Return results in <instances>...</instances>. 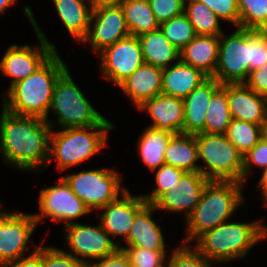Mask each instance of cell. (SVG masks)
<instances>
[{
  "mask_svg": "<svg viewBox=\"0 0 267 267\" xmlns=\"http://www.w3.org/2000/svg\"><path fill=\"white\" fill-rule=\"evenodd\" d=\"M0 116V153L4 163L18 170L34 171L49 162V123L38 116L13 114L2 108ZM45 164V165H44Z\"/></svg>",
  "mask_w": 267,
  "mask_h": 267,
  "instance_id": "6da1fadb",
  "label": "cell"
},
{
  "mask_svg": "<svg viewBox=\"0 0 267 267\" xmlns=\"http://www.w3.org/2000/svg\"><path fill=\"white\" fill-rule=\"evenodd\" d=\"M56 51L37 71L13 84L3 95V107L17 115L38 116L53 128L48 109L59 77L68 69ZM10 100V101H9Z\"/></svg>",
  "mask_w": 267,
  "mask_h": 267,
  "instance_id": "7a4b0ae2",
  "label": "cell"
},
{
  "mask_svg": "<svg viewBox=\"0 0 267 267\" xmlns=\"http://www.w3.org/2000/svg\"><path fill=\"white\" fill-rule=\"evenodd\" d=\"M261 222H224L200 234L194 248L211 263L244 258L248 250L267 237V227Z\"/></svg>",
  "mask_w": 267,
  "mask_h": 267,
  "instance_id": "3957f363",
  "label": "cell"
},
{
  "mask_svg": "<svg viewBox=\"0 0 267 267\" xmlns=\"http://www.w3.org/2000/svg\"><path fill=\"white\" fill-rule=\"evenodd\" d=\"M243 183L235 181H209L200 201L186 219L187 244L200 234L224 223L244 202L241 187Z\"/></svg>",
  "mask_w": 267,
  "mask_h": 267,
  "instance_id": "277c9868",
  "label": "cell"
},
{
  "mask_svg": "<svg viewBox=\"0 0 267 267\" xmlns=\"http://www.w3.org/2000/svg\"><path fill=\"white\" fill-rule=\"evenodd\" d=\"M113 125H95L87 127H69L50 134L49 162L55 157L57 170L67 168L89 160L94 154L107 146V134ZM54 156V157H53Z\"/></svg>",
  "mask_w": 267,
  "mask_h": 267,
  "instance_id": "5b68a950",
  "label": "cell"
},
{
  "mask_svg": "<svg viewBox=\"0 0 267 267\" xmlns=\"http://www.w3.org/2000/svg\"><path fill=\"white\" fill-rule=\"evenodd\" d=\"M57 117L62 129L95 125H113L103 117L86 99L73 81L69 69L57 80L48 109Z\"/></svg>",
  "mask_w": 267,
  "mask_h": 267,
  "instance_id": "8992f818",
  "label": "cell"
},
{
  "mask_svg": "<svg viewBox=\"0 0 267 267\" xmlns=\"http://www.w3.org/2000/svg\"><path fill=\"white\" fill-rule=\"evenodd\" d=\"M198 159L205 164L200 172L209 181L243 183V155L225 134H195Z\"/></svg>",
  "mask_w": 267,
  "mask_h": 267,
  "instance_id": "52a82bcc",
  "label": "cell"
},
{
  "mask_svg": "<svg viewBox=\"0 0 267 267\" xmlns=\"http://www.w3.org/2000/svg\"><path fill=\"white\" fill-rule=\"evenodd\" d=\"M29 22L32 23L40 44L34 49L29 45H11L0 60V71L6 76L12 77L9 88L27 78L37 71L57 50L56 47L46 39L45 34L39 29L33 12L29 6L23 9Z\"/></svg>",
  "mask_w": 267,
  "mask_h": 267,
  "instance_id": "ba28073f",
  "label": "cell"
},
{
  "mask_svg": "<svg viewBox=\"0 0 267 267\" xmlns=\"http://www.w3.org/2000/svg\"><path fill=\"white\" fill-rule=\"evenodd\" d=\"M250 72V29L220 35L218 61L212 76L221 84L244 83Z\"/></svg>",
  "mask_w": 267,
  "mask_h": 267,
  "instance_id": "9c48e42d",
  "label": "cell"
},
{
  "mask_svg": "<svg viewBox=\"0 0 267 267\" xmlns=\"http://www.w3.org/2000/svg\"><path fill=\"white\" fill-rule=\"evenodd\" d=\"M73 193L93 211L115 201L126 190L121 187L120 175L115 170L99 169L81 171L63 176ZM121 189V192H120Z\"/></svg>",
  "mask_w": 267,
  "mask_h": 267,
  "instance_id": "30bf717a",
  "label": "cell"
},
{
  "mask_svg": "<svg viewBox=\"0 0 267 267\" xmlns=\"http://www.w3.org/2000/svg\"><path fill=\"white\" fill-rule=\"evenodd\" d=\"M39 209L40 213L33 215L37 224L45 218H51L54 222H65V226L91 212L84 202L73 193L63 177L59 178L57 185L40 191Z\"/></svg>",
  "mask_w": 267,
  "mask_h": 267,
  "instance_id": "8fae6325",
  "label": "cell"
},
{
  "mask_svg": "<svg viewBox=\"0 0 267 267\" xmlns=\"http://www.w3.org/2000/svg\"><path fill=\"white\" fill-rule=\"evenodd\" d=\"M99 53L102 75L117 86L145 63L137 36L130 35L118 40Z\"/></svg>",
  "mask_w": 267,
  "mask_h": 267,
  "instance_id": "7c38bea8",
  "label": "cell"
},
{
  "mask_svg": "<svg viewBox=\"0 0 267 267\" xmlns=\"http://www.w3.org/2000/svg\"><path fill=\"white\" fill-rule=\"evenodd\" d=\"M65 228L66 244L71 250L67 253L84 263L111 255L119 249V242L116 244L100 223L98 226H89L73 222Z\"/></svg>",
  "mask_w": 267,
  "mask_h": 267,
  "instance_id": "4fadbf2b",
  "label": "cell"
},
{
  "mask_svg": "<svg viewBox=\"0 0 267 267\" xmlns=\"http://www.w3.org/2000/svg\"><path fill=\"white\" fill-rule=\"evenodd\" d=\"M32 214L5 211L0 216V266L17 261L29 249L27 243L37 226Z\"/></svg>",
  "mask_w": 267,
  "mask_h": 267,
  "instance_id": "5bb4252c",
  "label": "cell"
},
{
  "mask_svg": "<svg viewBox=\"0 0 267 267\" xmlns=\"http://www.w3.org/2000/svg\"><path fill=\"white\" fill-rule=\"evenodd\" d=\"M130 35L120 5L99 6L93 7L88 33L82 43L89 42L94 52H101Z\"/></svg>",
  "mask_w": 267,
  "mask_h": 267,
  "instance_id": "9a60e30c",
  "label": "cell"
},
{
  "mask_svg": "<svg viewBox=\"0 0 267 267\" xmlns=\"http://www.w3.org/2000/svg\"><path fill=\"white\" fill-rule=\"evenodd\" d=\"M209 180L199 172H185L175 190L164 192L152 205L156 210L183 212L186 219L199 203Z\"/></svg>",
  "mask_w": 267,
  "mask_h": 267,
  "instance_id": "2e32d148",
  "label": "cell"
},
{
  "mask_svg": "<svg viewBox=\"0 0 267 267\" xmlns=\"http://www.w3.org/2000/svg\"><path fill=\"white\" fill-rule=\"evenodd\" d=\"M227 93L233 119L263 126L267 122L266 96L257 94L244 83L222 84Z\"/></svg>",
  "mask_w": 267,
  "mask_h": 267,
  "instance_id": "e0dca14e",
  "label": "cell"
},
{
  "mask_svg": "<svg viewBox=\"0 0 267 267\" xmlns=\"http://www.w3.org/2000/svg\"><path fill=\"white\" fill-rule=\"evenodd\" d=\"M115 201L100 209V224L110 236H122L125 240L134 223L136 214L147 204L142 196H132L126 189Z\"/></svg>",
  "mask_w": 267,
  "mask_h": 267,
  "instance_id": "ac0fdd59",
  "label": "cell"
},
{
  "mask_svg": "<svg viewBox=\"0 0 267 267\" xmlns=\"http://www.w3.org/2000/svg\"><path fill=\"white\" fill-rule=\"evenodd\" d=\"M138 110H146L153 119L149 127L168 131L172 134L183 133L184 103L179 97L165 94L145 101Z\"/></svg>",
  "mask_w": 267,
  "mask_h": 267,
  "instance_id": "d6986e66",
  "label": "cell"
},
{
  "mask_svg": "<svg viewBox=\"0 0 267 267\" xmlns=\"http://www.w3.org/2000/svg\"><path fill=\"white\" fill-rule=\"evenodd\" d=\"M215 78L208 77L197 86L187 97L184 103V134L205 133V122L209 103L213 93L221 86Z\"/></svg>",
  "mask_w": 267,
  "mask_h": 267,
  "instance_id": "ffe728a7",
  "label": "cell"
},
{
  "mask_svg": "<svg viewBox=\"0 0 267 267\" xmlns=\"http://www.w3.org/2000/svg\"><path fill=\"white\" fill-rule=\"evenodd\" d=\"M163 69L144 63L119 87L138 107L162 93Z\"/></svg>",
  "mask_w": 267,
  "mask_h": 267,
  "instance_id": "44dd1931",
  "label": "cell"
},
{
  "mask_svg": "<svg viewBox=\"0 0 267 267\" xmlns=\"http://www.w3.org/2000/svg\"><path fill=\"white\" fill-rule=\"evenodd\" d=\"M219 41L220 36L196 35L180 50V60L212 77L217 67Z\"/></svg>",
  "mask_w": 267,
  "mask_h": 267,
  "instance_id": "7402d4cb",
  "label": "cell"
},
{
  "mask_svg": "<svg viewBox=\"0 0 267 267\" xmlns=\"http://www.w3.org/2000/svg\"><path fill=\"white\" fill-rule=\"evenodd\" d=\"M207 78L201 70L176 61L162 71V94L184 99Z\"/></svg>",
  "mask_w": 267,
  "mask_h": 267,
  "instance_id": "603a6c76",
  "label": "cell"
},
{
  "mask_svg": "<svg viewBox=\"0 0 267 267\" xmlns=\"http://www.w3.org/2000/svg\"><path fill=\"white\" fill-rule=\"evenodd\" d=\"M156 210L152 204H146L135 216L134 223L125 239L127 247H141L151 250H165L164 237L160 227L152 220Z\"/></svg>",
  "mask_w": 267,
  "mask_h": 267,
  "instance_id": "cb8c5ba5",
  "label": "cell"
},
{
  "mask_svg": "<svg viewBox=\"0 0 267 267\" xmlns=\"http://www.w3.org/2000/svg\"><path fill=\"white\" fill-rule=\"evenodd\" d=\"M56 11L67 31L82 42L90 25L93 6L91 0H53ZM88 2V3H87ZM87 4H91L88 7Z\"/></svg>",
  "mask_w": 267,
  "mask_h": 267,
  "instance_id": "d4e9b609",
  "label": "cell"
},
{
  "mask_svg": "<svg viewBox=\"0 0 267 267\" xmlns=\"http://www.w3.org/2000/svg\"><path fill=\"white\" fill-rule=\"evenodd\" d=\"M144 62L165 69L170 62L180 60V50L171 44L160 28L138 37Z\"/></svg>",
  "mask_w": 267,
  "mask_h": 267,
  "instance_id": "484cf974",
  "label": "cell"
},
{
  "mask_svg": "<svg viewBox=\"0 0 267 267\" xmlns=\"http://www.w3.org/2000/svg\"><path fill=\"white\" fill-rule=\"evenodd\" d=\"M165 164L174 166L185 172H199L198 146L193 134H173L164 154Z\"/></svg>",
  "mask_w": 267,
  "mask_h": 267,
  "instance_id": "4316f807",
  "label": "cell"
},
{
  "mask_svg": "<svg viewBox=\"0 0 267 267\" xmlns=\"http://www.w3.org/2000/svg\"><path fill=\"white\" fill-rule=\"evenodd\" d=\"M173 134L168 131L147 127L138 140V151L142 161L151 171L165 164L164 154Z\"/></svg>",
  "mask_w": 267,
  "mask_h": 267,
  "instance_id": "83f0119b",
  "label": "cell"
},
{
  "mask_svg": "<svg viewBox=\"0 0 267 267\" xmlns=\"http://www.w3.org/2000/svg\"><path fill=\"white\" fill-rule=\"evenodd\" d=\"M120 6L124 11L125 22L132 36L139 37L159 28L160 24L148 0H125Z\"/></svg>",
  "mask_w": 267,
  "mask_h": 267,
  "instance_id": "f1b7e54d",
  "label": "cell"
},
{
  "mask_svg": "<svg viewBox=\"0 0 267 267\" xmlns=\"http://www.w3.org/2000/svg\"><path fill=\"white\" fill-rule=\"evenodd\" d=\"M184 14L192 24L196 35L220 36L223 33L221 27H219L217 15L207 5L198 0H186Z\"/></svg>",
  "mask_w": 267,
  "mask_h": 267,
  "instance_id": "f546056e",
  "label": "cell"
},
{
  "mask_svg": "<svg viewBox=\"0 0 267 267\" xmlns=\"http://www.w3.org/2000/svg\"><path fill=\"white\" fill-rule=\"evenodd\" d=\"M232 120L226 90L220 86L212 95L205 122V133L225 134Z\"/></svg>",
  "mask_w": 267,
  "mask_h": 267,
  "instance_id": "4dcf8cb0",
  "label": "cell"
},
{
  "mask_svg": "<svg viewBox=\"0 0 267 267\" xmlns=\"http://www.w3.org/2000/svg\"><path fill=\"white\" fill-rule=\"evenodd\" d=\"M225 135L245 156L262 138V126L232 118Z\"/></svg>",
  "mask_w": 267,
  "mask_h": 267,
  "instance_id": "1f68e13d",
  "label": "cell"
},
{
  "mask_svg": "<svg viewBox=\"0 0 267 267\" xmlns=\"http://www.w3.org/2000/svg\"><path fill=\"white\" fill-rule=\"evenodd\" d=\"M239 28L267 30V0H238Z\"/></svg>",
  "mask_w": 267,
  "mask_h": 267,
  "instance_id": "d6a6232c",
  "label": "cell"
},
{
  "mask_svg": "<svg viewBox=\"0 0 267 267\" xmlns=\"http://www.w3.org/2000/svg\"><path fill=\"white\" fill-rule=\"evenodd\" d=\"M164 36L179 50L183 49L195 36L192 24L183 13L160 24Z\"/></svg>",
  "mask_w": 267,
  "mask_h": 267,
  "instance_id": "836d02e7",
  "label": "cell"
},
{
  "mask_svg": "<svg viewBox=\"0 0 267 267\" xmlns=\"http://www.w3.org/2000/svg\"><path fill=\"white\" fill-rule=\"evenodd\" d=\"M155 183L157 187L150 195H142L147 204H153L164 192L175 190L178 186V181L185 173L184 170L176 168L171 165H161L158 169L154 170Z\"/></svg>",
  "mask_w": 267,
  "mask_h": 267,
  "instance_id": "e575fe53",
  "label": "cell"
},
{
  "mask_svg": "<svg viewBox=\"0 0 267 267\" xmlns=\"http://www.w3.org/2000/svg\"><path fill=\"white\" fill-rule=\"evenodd\" d=\"M128 255L131 267H167L165 253L167 250H151L141 247H122Z\"/></svg>",
  "mask_w": 267,
  "mask_h": 267,
  "instance_id": "d590c367",
  "label": "cell"
},
{
  "mask_svg": "<svg viewBox=\"0 0 267 267\" xmlns=\"http://www.w3.org/2000/svg\"><path fill=\"white\" fill-rule=\"evenodd\" d=\"M167 267H212L203 255L185 243L172 251Z\"/></svg>",
  "mask_w": 267,
  "mask_h": 267,
  "instance_id": "8d00e7d4",
  "label": "cell"
},
{
  "mask_svg": "<svg viewBox=\"0 0 267 267\" xmlns=\"http://www.w3.org/2000/svg\"><path fill=\"white\" fill-rule=\"evenodd\" d=\"M267 64V30L250 29V72Z\"/></svg>",
  "mask_w": 267,
  "mask_h": 267,
  "instance_id": "74e56055",
  "label": "cell"
},
{
  "mask_svg": "<svg viewBox=\"0 0 267 267\" xmlns=\"http://www.w3.org/2000/svg\"><path fill=\"white\" fill-rule=\"evenodd\" d=\"M159 24L184 13L185 0H148Z\"/></svg>",
  "mask_w": 267,
  "mask_h": 267,
  "instance_id": "f35d334b",
  "label": "cell"
},
{
  "mask_svg": "<svg viewBox=\"0 0 267 267\" xmlns=\"http://www.w3.org/2000/svg\"><path fill=\"white\" fill-rule=\"evenodd\" d=\"M207 5L219 19L234 23L239 27L238 0H198Z\"/></svg>",
  "mask_w": 267,
  "mask_h": 267,
  "instance_id": "ab89813d",
  "label": "cell"
},
{
  "mask_svg": "<svg viewBox=\"0 0 267 267\" xmlns=\"http://www.w3.org/2000/svg\"><path fill=\"white\" fill-rule=\"evenodd\" d=\"M86 263L55 247H44V267H85Z\"/></svg>",
  "mask_w": 267,
  "mask_h": 267,
  "instance_id": "60d3db41",
  "label": "cell"
},
{
  "mask_svg": "<svg viewBox=\"0 0 267 267\" xmlns=\"http://www.w3.org/2000/svg\"><path fill=\"white\" fill-rule=\"evenodd\" d=\"M254 165L262 167V169L267 167V142L262 138L243 156V183L247 180L246 178Z\"/></svg>",
  "mask_w": 267,
  "mask_h": 267,
  "instance_id": "b9f144b4",
  "label": "cell"
},
{
  "mask_svg": "<svg viewBox=\"0 0 267 267\" xmlns=\"http://www.w3.org/2000/svg\"><path fill=\"white\" fill-rule=\"evenodd\" d=\"M85 267H131V265L128 255L119 248L111 255L88 261Z\"/></svg>",
  "mask_w": 267,
  "mask_h": 267,
  "instance_id": "7bdbcfd3",
  "label": "cell"
},
{
  "mask_svg": "<svg viewBox=\"0 0 267 267\" xmlns=\"http://www.w3.org/2000/svg\"><path fill=\"white\" fill-rule=\"evenodd\" d=\"M244 84L257 94L267 97V64L249 72Z\"/></svg>",
  "mask_w": 267,
  "mask_h": 267,
  "instance_id": "ee69618b",
  "label": "cell"
},
{
  "mask_svg": "<svg viewBox=\"0 0 267 267\" xmlns=\"http://www.w3.org/2000/svg\"><path fill=\"white\" fill-rule=\"evenodd\" d=\"M36 249L28 257L22 256L17 261L12 262L5 267H44V247L37 245Z\"/></svg>",
  "mask_w": 267,
  "mask_h": 267,
  "instance_id": "f6af8a7d",
  "label": "cell"
},
{
  "mask_svg": "<svg viewBox=\"0 0 267 267\" xmlns=\"http://www.w3.org/2000/svg\"><path fill=\"white\" fill-rule=\"evenodd\" d=\"M258 188L260 191L261 190L263 191L262 197H263V200L266 201L267 200V167L263 169V174L261 176V179L258 182Z\"/></svg>",
  "mask_w": 267,
  "mask_h": 267,
  "instance_id": "bcb514c9",
  "label": "cell"
},
{
  "mask_svg": "<svg viewBox=\"0 0 267 267\" xmlns=\"http://www.w3.org/2000/svg\"><path fill=\"white\" fill-rule=\"evenodd\" d=\"M125 0H91L93 7L121 5Z\"/></svg>",
  "mask_w": 267,
  "mask_h": 267,
  "instance_id": "7dc6e473",
  "label": "cell"
},
{
  "mask_svg": "<svg viewBox=\"0 0 267 267\" xmlns=\"http://www.w3.org/2000/svg\"><path fill=\"white\" fill-rule=\"evenodd\" d=\"M16 0H0V14L5 12L8 6L15 4Z\"/></svg>",
  "mask_w": 267,
  "mask_h": 267,
  "instance_id": "c3c4849f",
  "label": "cell"
},
{
  "mask_svg": "<svg viewBox=\"0 0 267 267\" xmlns=\"http://www.w3.org/2000/svg\"><path fill=\"white\" fill-rule=\"evenodd\" d=\"M262 139L267 142V122L262 126Z\"/></svg>",
  "mask_w": 267,
  "mask_h": 267,
  "instance_id": "681fc988",
  "label": "cell"
},
{
  "mask_svg": "<svg viewBox=\"0 0 267 267\" xmlns=\"http://www.w3.org/2000/svg\"><path fill=\"white\" fill-rule=\"evenodd\" d=\"M3 205L0 203V209ZM5 211L4 210H0V216L4 213Z\"/></svg>",
  "mask_w": 267,
  "mask_h": 267,
  "instance_id": "f907efd6",
  "label": "cell"
}]
</instances>
